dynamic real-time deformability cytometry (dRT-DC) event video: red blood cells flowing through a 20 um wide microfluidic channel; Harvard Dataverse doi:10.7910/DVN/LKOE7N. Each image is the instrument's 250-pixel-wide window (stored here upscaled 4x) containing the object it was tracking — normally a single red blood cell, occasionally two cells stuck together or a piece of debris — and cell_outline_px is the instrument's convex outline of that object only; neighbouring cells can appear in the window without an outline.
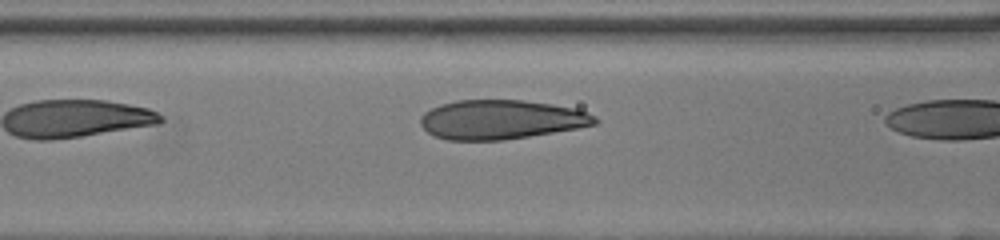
{"species": "human", "species_latin": "Homo sapiens", "temperature_condition": "room temperature", "stored_images_in_passage": 7, "camera_frame_rate_fps": 3000, "um_per_image_px": 0.085, "donor": {"sex": "female"}, "frame": {"image": 1, "passage_image": 6, "time_ms": 1.667, "image_size_px": [1000, 240], "cell_outline_px": [[600, 120], [596, 124], [576, 128], [504, 140], [448, 140], [432, 136], [420, 124], [420, 116], [424, 112], [440, 104], [456, 100], [524, 100], [552, 104], [576, 108], [588, 112], [596, 116]], "centroid_in_image_um": [42.58, 10.16], "position_along_channel_um": 124.0, "area_um2": 40.06}}